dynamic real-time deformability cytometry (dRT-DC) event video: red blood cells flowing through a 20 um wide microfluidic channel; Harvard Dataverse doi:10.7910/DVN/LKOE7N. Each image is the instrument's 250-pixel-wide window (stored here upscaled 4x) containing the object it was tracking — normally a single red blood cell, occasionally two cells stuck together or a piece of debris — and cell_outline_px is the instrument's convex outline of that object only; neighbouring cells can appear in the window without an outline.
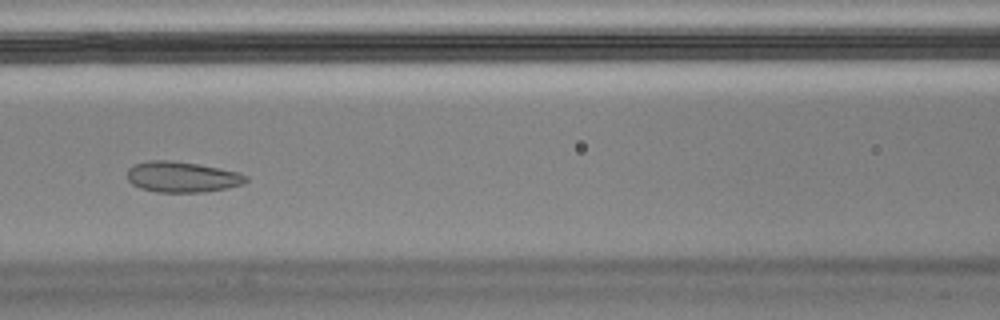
{"species": "Egyptian fruit bat (a non-hibernating species)", "species_latin": "Rousettus aegyptiacus", "temperature_condition": "cold", "stored_images_in_passage": 57, "camera_frame_rate_fps": 3000, "um_per_image_px": 0.085, "animal": {"sex": "male"}, "frame": {"image": 1, "passage_image": 25, "time_ms": 8.0, "image_size_px": [1000, 320], "cell_outline_px": [[248, 180], [244, 184], [224, 188], [200, 192], [156, 192], [140, 188], [132, 184], [128, 180], [128, 168], [136, 164], [148, 160], [172, 160], [196, 164], [240, 172], [248, 176]], "centroid_in_image_um": [15.47, 15.03], "position_along_channel_um": 151.1, "area_um2": 21.15}}